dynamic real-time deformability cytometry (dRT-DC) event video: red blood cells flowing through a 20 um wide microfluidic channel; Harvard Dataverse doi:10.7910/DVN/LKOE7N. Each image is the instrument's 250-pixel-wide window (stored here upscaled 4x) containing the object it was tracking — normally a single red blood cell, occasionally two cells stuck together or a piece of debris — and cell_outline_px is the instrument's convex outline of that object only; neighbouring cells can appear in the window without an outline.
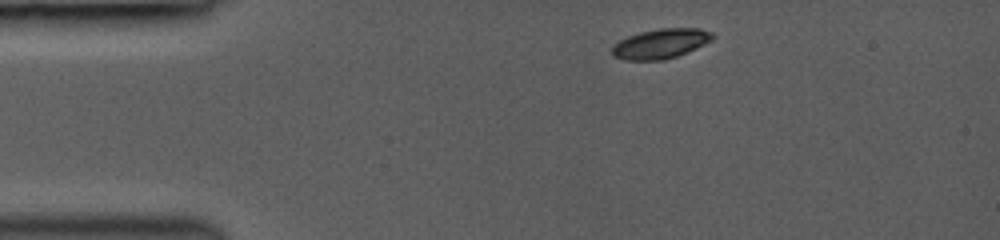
{"species": "common noctule bat (a hibernating species)", "species_latin": "Nyctalus noctula", "temperature_condition": "room temperature", "stored_images_in_passage": 3, "camera_frame_rate_fps": 3000, "um_per_image_px": 0.085, "animal": {"sex": "female", "body_mass_g": 19.0, "forearm_length_mm": 53.3}, "frame": {"image": 1, "passage_image": 1, "time_ms": 0.0, "image_size_px": [1000, 240], "cell_outline_px": [[716, 36], [712, 40], [688, 52], [664, 60], [624, 60], [612, 56], [612, 48], [620, 40], [628, 36], [640, 32], [660, 28], [700, 28], [712, 32]], "centroid_in_image_um": [56.18, 3.71], "position_along_channel_um": 28.8, "area_um2": 17.46}}
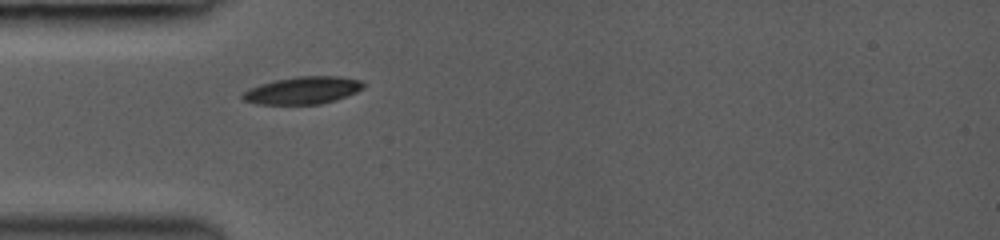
{"frame": {"image": 2, "passage_image": 3, "time_ms": 2.0, "image_size_px": [1000, 240], "cell_outline_px": [[364, 88], [356, 92], [336, 100], [320, 104], [256, 104], [244, 100], [240, 96], [248, 88], [260, 84], [276, 80], [296, 76], [340, 76], [360, 80], [364, 84]], "centroid_in_image_um": [25.73, 7.68], "position_along_channel_um": 59.3, "area_um2": 19.31}}